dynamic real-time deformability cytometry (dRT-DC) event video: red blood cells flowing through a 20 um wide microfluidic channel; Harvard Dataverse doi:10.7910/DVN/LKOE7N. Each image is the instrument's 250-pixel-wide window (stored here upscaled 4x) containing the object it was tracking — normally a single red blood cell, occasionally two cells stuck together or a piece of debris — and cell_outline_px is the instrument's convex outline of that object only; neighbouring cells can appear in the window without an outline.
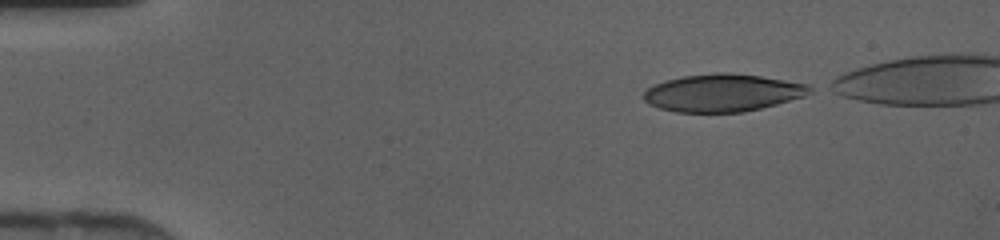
{"species": "human", "species_latin": "Homo sapiens", "temperature_condition": "cold", "stored_images_in_passage": 37, "camera_frame_rate_fps": 3000, "um_per_image_px": 0.085, "donor": {"sex": "female"}, "frame": {"image": 1, "passage_image": 1, "time_ms": 0.0, "image_size_px": [1000, 240], "cell_outline_px": [[816, 88], [812, 92], [804, 96], [776, 104], [744, 112], [676, 112], [660, 108], [648, 104], [644, 100], [644, 92], [648, 88], [656, 84], [668, 80], [684, 76], [716, 72], [728, 72], [760, 76], [808, 84]], "centroid_in_image_um": [61.46, 7.89], "position_along_channel_um": 23.5, "area_um2": 36.24}}
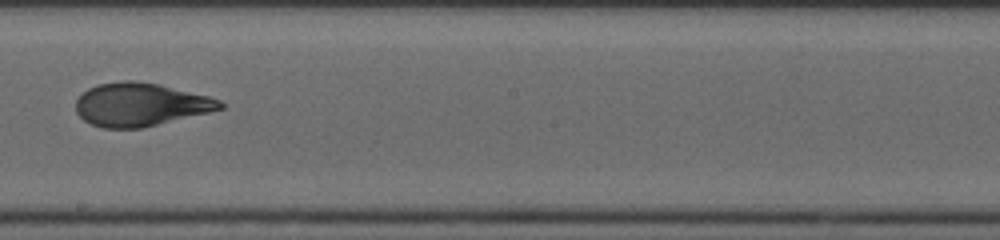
{"frame": {"image": 2, "passage_image": 21, "time_ms": 6.667, "image_size_px": [1000, 240], "cell_outline_px": [[224, 108], [144, 128], [104, 128], [92, 124], [84, 120], [76, 112], [76, 100], [88, 88], [100, 84], [124, 80], [132, 80], [160, 84], [208, 96], [220, 100], [224, 104]], "centroid_in_image_um": [11.93, 8.89], "position_along_channel_um": 236.3, "area_um2": 36.18}}
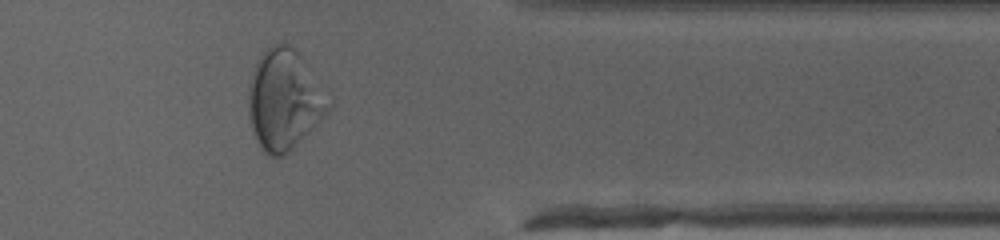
{"frame": {"image": 3, "passage_image": 32, "time_ms": 10.333, "image_size_px": [1000, 240], "cell_outline_px": [[332, 108], [284, 156], [276, 160], [268, 156], [260, 148], [256, 140], [248, 116], [248, 84], [256, 64], [264, 48], [272, 44], [288, 44], [300, 56], [332, 104]], "centroid_in_image_um": [24.1, 8.53], "position_along_channel_um": 387.3, "area_um2": 46.3}}